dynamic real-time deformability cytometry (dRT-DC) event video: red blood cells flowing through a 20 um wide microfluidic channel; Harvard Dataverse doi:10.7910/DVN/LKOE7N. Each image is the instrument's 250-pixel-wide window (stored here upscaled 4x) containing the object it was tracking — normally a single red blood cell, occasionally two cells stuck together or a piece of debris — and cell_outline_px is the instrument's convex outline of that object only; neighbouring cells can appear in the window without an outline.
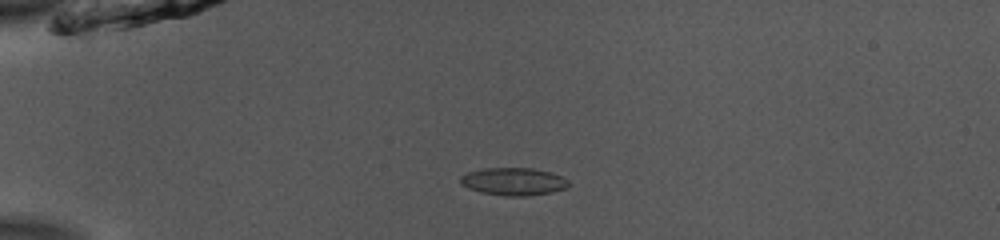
{"species": "common noctule bat (a hibernating species)", "species_latin": "Nyctalus noctula", "temperature_condition": "room temperature", "stored_images_in_passage": 39, "camera_frame_rate_fps": 3000, "um_per_image_px": 0.085, "animal": {"sex": "male", "body_mass_g": 13.0, "forearm_length_mm": 53.1}, "frame": {"image": 1, "passage_image": 1, "time_ms": 0.0, "image_size_px": [1000, 240], "cell_outline_px": [[568, 188], [552, 192], [524, 196], [504, 196], [480, 192], [468, 188], [460, 184], [460, 176], [468, 172], [484, 168], [532, 168], [552, 172], [564, 176], [568, 180]], "centroid_in_image_um": [43.66, 15.43], "position_along_channel_um": 41.3, "area_um2": 17.63}}
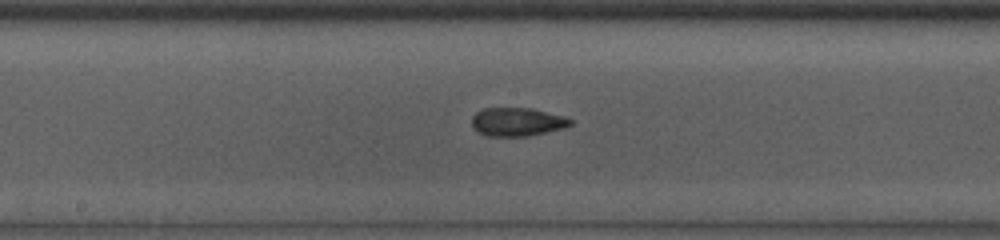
{"frame": {"image": 2, "passage_image": 16, "time_ms": 5.0, "image_size_px": [1000, 240], "cell_outline_px": [[572, 124], [564, 128], [528, 136], [488, 136], [480, 132], [472, 124], [472, 116], [476, 112], [484, 108], [532, 108], [560, 116], [572, 120]], "centroid_in_image_um": [43.95, 10.36], "position_along_channel_um": 204.3, "area_um2": 16.07}}
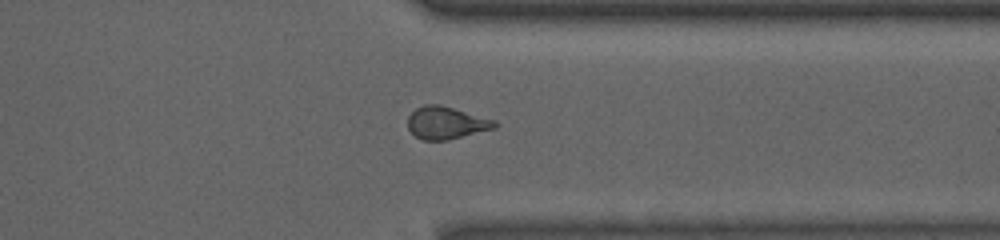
{"frame": {"image": 3, "passage_image": 29, "time_ms": 9.333, "image_size_px": [1000, 240], "cell_outline_px": [[496, 128], [448, 140], [424, 140], [416, 136], [408, 128], [408, 116], [416, 108], [424, 104], [440, 104], [496, 120]], "centroid_in_image_um": [37.93, 10.43], "position_along_channel_um": 373.5, "area_um2": 16.42}, "authors_computed_cell_mechanics": {"area_um2": 16.5886, "velocity_mm_per_s": 3.9162, "shape_relaxation_time_tau1_ms": null, "shape_relaxation_time_tau2_ms": 1.5667, "deformation_change_tau1": null, "deformation_change_tau2": 0.078}}